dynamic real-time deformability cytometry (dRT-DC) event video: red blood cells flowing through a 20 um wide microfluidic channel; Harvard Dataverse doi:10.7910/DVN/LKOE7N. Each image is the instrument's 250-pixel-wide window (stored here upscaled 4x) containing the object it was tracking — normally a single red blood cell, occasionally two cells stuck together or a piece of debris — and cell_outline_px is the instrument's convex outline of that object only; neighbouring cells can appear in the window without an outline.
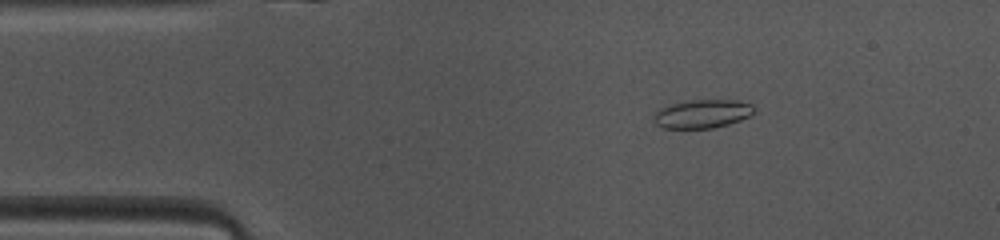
{"species": "common noctule bat (a hibernating species)", "species_latin": "Nyctalus noctula", "temperature_condition": "warm", "stored_images_in_passage": 15, "camera_frame_rate_fps": 3000, "um_per_image_px": 0.085, "animal": {"sex": "female", "body_mass_g": 10.0, "forearm_length_mm": 53.1}, "frame": {"image": 1, "passage_image": 7, "time_ms": 2.0, "image_size_px": [1000, 240], "cell_outline_px": [[756, 112], [740, 120], [728, 124], [712, 128], [664, 128], [656, 124], [652, 120], [652, 116], [660, 108], [668, 104], [688, 100], [740, 100], [752, 104], [756, 108]], "centroid_in_image_um": [59.7, 9.66], "position_along_channel_um": 25.3, "area_um2": 16.94}}